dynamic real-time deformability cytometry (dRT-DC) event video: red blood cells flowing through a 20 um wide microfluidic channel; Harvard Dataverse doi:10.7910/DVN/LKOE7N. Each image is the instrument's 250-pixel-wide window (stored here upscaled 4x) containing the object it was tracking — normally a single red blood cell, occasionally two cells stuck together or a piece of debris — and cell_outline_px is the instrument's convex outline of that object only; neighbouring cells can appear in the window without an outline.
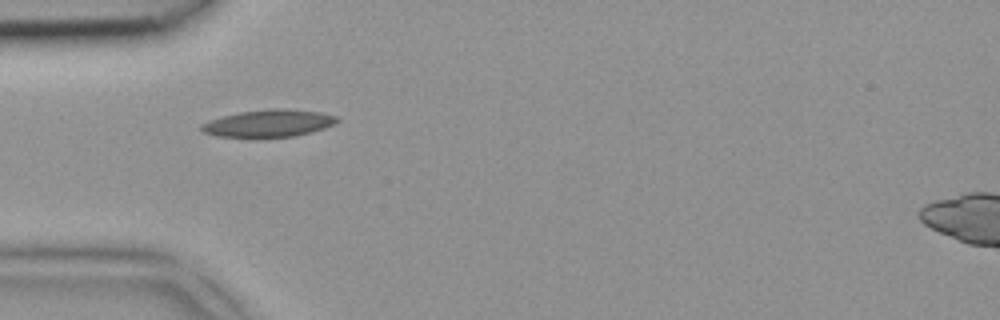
{"species": "common noctule bat (a hibernating species)", "species_latin": "Nyctalus noctula", "temperature_condition": "room temperature", "stored_images_in_passage": 1, "camera_frame_rate_fps": 3000, "um_per_image_px": 0.085, "animal": {"sex": "female", "body_mass_g": 18.4}, "frame": {"image": 1, "passage_image": 1, "time_ms": 0.0, "image_size_px": [1000, 320], "cell_outline_px": [[340, 120], [324, 128], [312, 132], [296, 136], [256, 140], [252, 140], [216, 136], [204, 132], [200, 128], [200, 124], [208, 120], [240, 112], [272, 108], [280, 108], [320, 112], [336, 116]], "centroid_in_image_um": [22.78, 10.53], "position_along_channel_um": 62.2, "area_um2": 22.37}}